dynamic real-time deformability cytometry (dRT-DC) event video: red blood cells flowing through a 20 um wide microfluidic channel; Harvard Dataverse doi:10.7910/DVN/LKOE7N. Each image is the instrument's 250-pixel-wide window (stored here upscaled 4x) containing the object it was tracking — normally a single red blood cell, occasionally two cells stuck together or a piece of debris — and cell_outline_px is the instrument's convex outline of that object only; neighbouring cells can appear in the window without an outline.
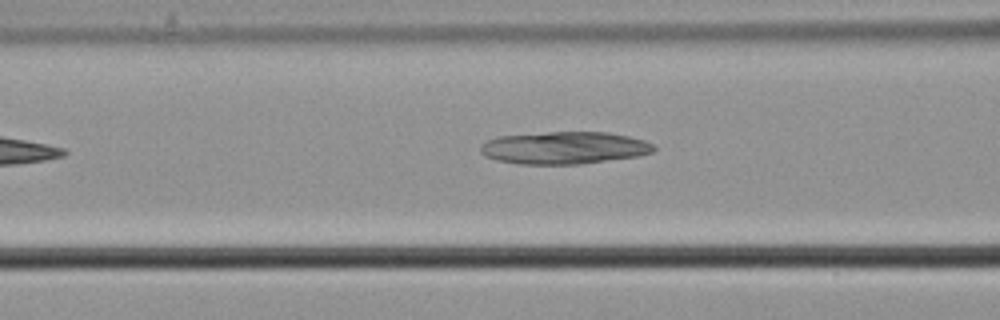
{"species": "common noctule bat (a hibernating species)", "species_latin": "Nyctalus noctula", "temperature_condition": "cold", "stored_images_in_passage": 7, "camera_frame_rate_fps": 3000, "um_per_image_px": 0.085, "animal": {"sex": "male", "body_mass_g": 21.5, "forearm_length_mm": 52.0}, "frame": {"image": 1, "passage_image": 6, "time_ms": 1.667, "image_size_px": [1000, 320], "cell_outline_px": [[656, 148], [652, 152], [640, 156], [580, 164], [520, 164], [496, 160], [484, 156], [480, 152], [480, 144], [496, 136], [548, 132], [608, 132], [628, 136], [644, 140], [652, 144]], "centroid_in_image_um": [47.94, 12.56], "position_along_channel_um": 118.7, "area_um2": 32.89}}
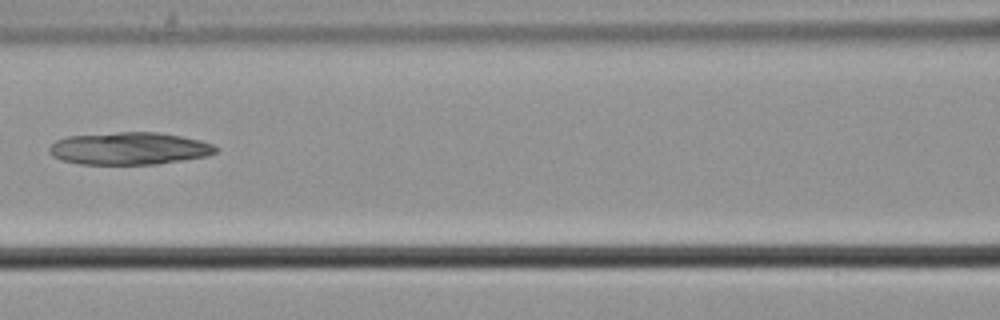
{"frame": {"image": 2, "passage_image": 7, "time_ms": 2.0, "image_size_px": [1000, 320], "cell_outline_px": [[220, 148], [216, 152], [208, 156], [156, 164], [80, 164], [60, 160], [52, 156], [48, 152], [48, 148], [56, 140], [68, 136], [116, 132], [160, 132], [200, 140], [212, 144]], "centroid_in_image_um": [10.98, 12.62], "position_along_channel_um": 155.6, "area_um2": 31.62}}